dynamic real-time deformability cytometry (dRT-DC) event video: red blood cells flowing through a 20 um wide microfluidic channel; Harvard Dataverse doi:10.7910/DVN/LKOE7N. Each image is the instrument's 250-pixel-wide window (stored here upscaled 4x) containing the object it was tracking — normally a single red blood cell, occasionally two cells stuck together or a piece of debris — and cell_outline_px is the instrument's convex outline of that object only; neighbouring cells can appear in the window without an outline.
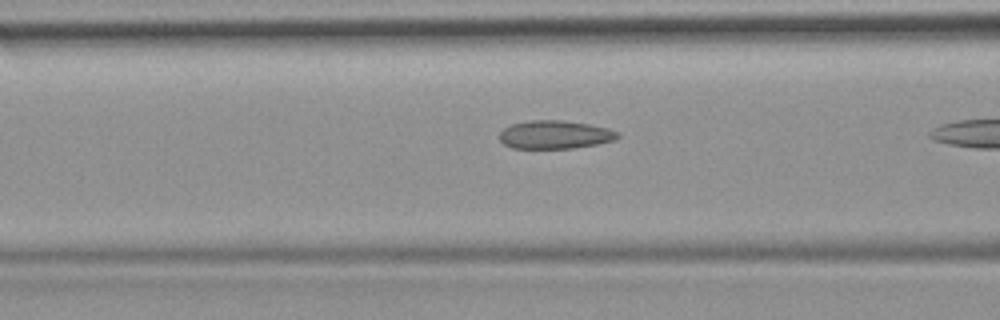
{"species": "common noctule bat (a hibernating species)", "species_latin": "Nyctalus noctula", "temperature_condition": "room temperature", "stored_images_in_passage": 8, "camera_frame_rate_fps": 3000, "um_per_image_px": 0.085, "animal": {"sex": "female", "body_mass_g": 19.9}, "frame": {"image": 1, "passage_image": 7, "time_ms": 2.0, "image_size_px": [1000, 320], "cell_outline_px": [[620, 136], [616, 140], [596, 144], [572, 148], [512, 148], [504, 144], [500, 140], [500, 132], [504, 128], [512, 124], [528, 120], [560, 120], [588, 124], [608, 128], [616, 132]], "centroid_in_image_um": [47.15, 11.44], "position_along_channel_um": 119.4, "area_um2": 19.36}}